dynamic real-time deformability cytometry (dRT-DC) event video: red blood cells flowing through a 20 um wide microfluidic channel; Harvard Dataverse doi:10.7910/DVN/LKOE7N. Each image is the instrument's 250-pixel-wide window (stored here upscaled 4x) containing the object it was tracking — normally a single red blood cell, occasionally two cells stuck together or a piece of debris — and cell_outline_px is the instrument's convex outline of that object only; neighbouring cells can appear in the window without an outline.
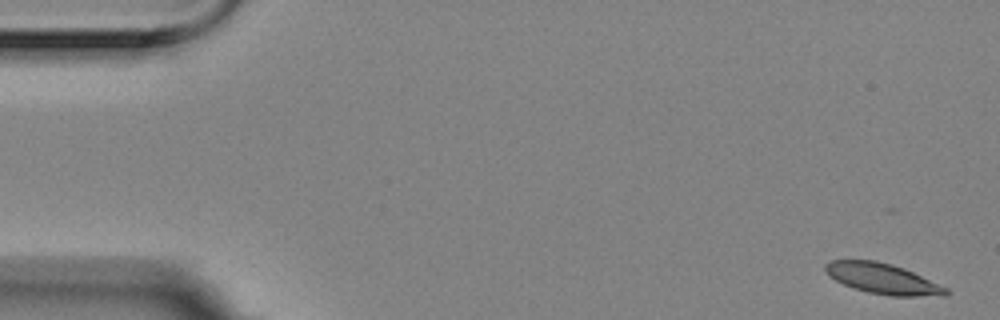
{"species": "Egyptian fruit bat (a non-hibernating species)", "species_latin": "Rousettus aegyptiacus", "temperature_condition": "room temperature", "stored_images_in_passage": 5, "camera_frame_rate_fps": 3000, "um_per_image_px": 0.085, "animal": {"sex": "female"}, "frame": {"image": 1, "passage_image": 1, "time_ms": 0.0, "image_size_px": [1000, 320], "cell_outline_px": [[952, 292], [948, 296], [888, 296], [868, 292], [844, 284], [828, 276], [824, 268], [824, 264], [832, 260], [876, 260], [892, 264], [904, 268], [948, 288]], "centroid_in_image_um": [75.07, 23.69], "position_along_channel_um": 9.9, "area_um2": 21.56}}
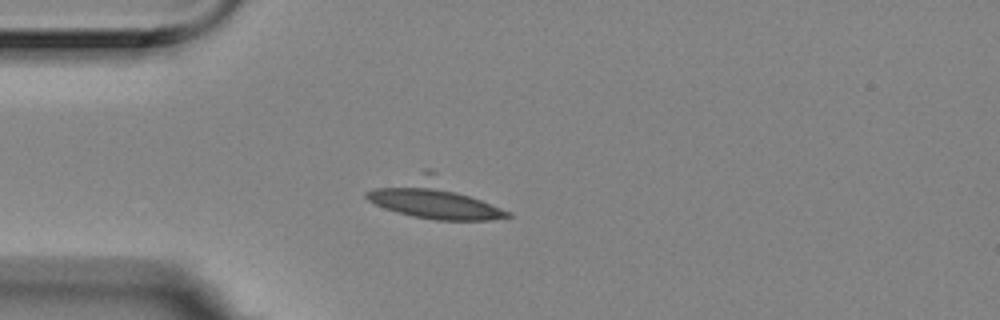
{"frame": {"image": 2, "passage_image": 5, "time_ms": 1.333, "image_size_px": [1000, 320], "cell_outline_px": [[512, 216], [492, 220], [436, 220], [412, 216], [396, 212], [384, 208], [368, 200], [364, 196], [364, 192], [424, 168], [428, 168], [512, 212]], "centroid_in_image_um": [36.92, 16.89], "position_along_channel_um": 48.1, "area_um2": 32.37}}